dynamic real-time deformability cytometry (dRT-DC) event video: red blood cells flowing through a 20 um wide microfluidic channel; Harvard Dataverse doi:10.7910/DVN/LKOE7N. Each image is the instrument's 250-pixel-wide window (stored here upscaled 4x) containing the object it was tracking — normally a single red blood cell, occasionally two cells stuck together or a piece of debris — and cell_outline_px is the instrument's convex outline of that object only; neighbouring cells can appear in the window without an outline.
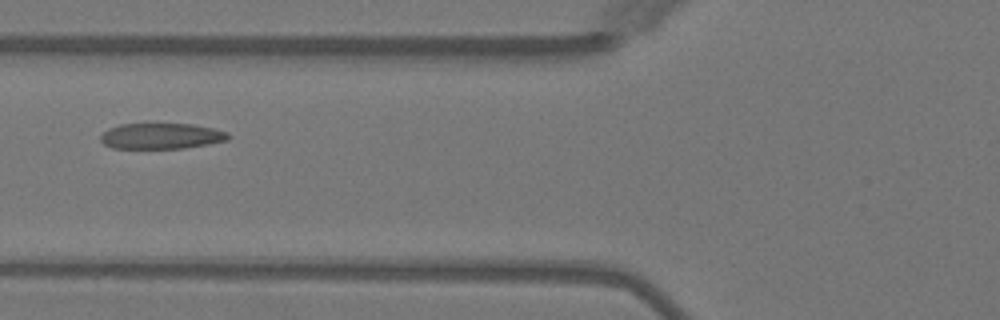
{"species": "Egyptian fruit bat (a non-hibernating species)", "species_latin": "Rousettus aegyptiacus", "temperature_condition": "warm", "stored_images_in_passage": 5, "camera_frame_rate_fps": 3000, "um_per_image_px": 0.085, "animal": {"sex": "female"}, "frame": {"image": 1, "passage_image": 5, "time_ms": 5.0, "image_size_px": [1000, 320], "cell_outline_px": [[232, 136], [228, 140], [208, 144], [184, 148], [112, 148], [104, 144], [100, 140], [100, 136], [108, 128], [120, 124], [192, 124], [212, 128], [228, 132]], "centroid_in_image_um": [13.72, 11.56], "position_along_channel_um": 112.1, "area_um2": 19.19}}